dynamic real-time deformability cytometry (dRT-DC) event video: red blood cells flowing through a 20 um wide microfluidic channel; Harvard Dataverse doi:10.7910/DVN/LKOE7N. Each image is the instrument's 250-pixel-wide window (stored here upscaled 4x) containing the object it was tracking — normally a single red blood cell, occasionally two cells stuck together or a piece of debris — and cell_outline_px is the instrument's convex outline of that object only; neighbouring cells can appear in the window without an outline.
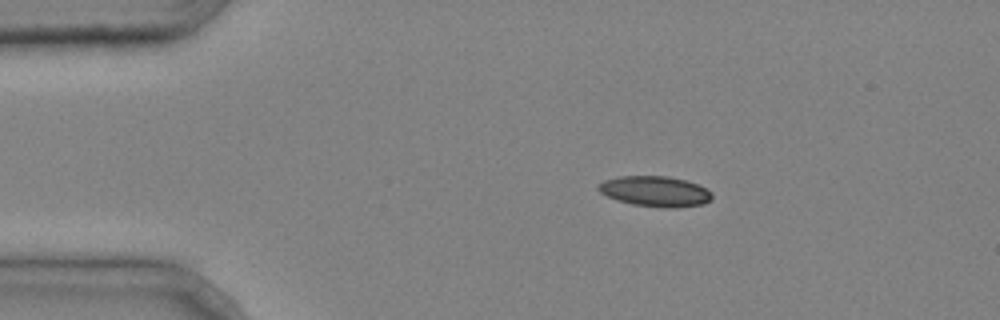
{"species": "common noctule bat (a hibernating species)", "species_latin": "Nyctalus noctula", "temperature_condition": "cold", "stored_images_in_passage": 3, "camera_frame_rate_fps": 3000, "um_per_image_px": 0.085, "animal": {"sex": "male", "body_mass_g": 20.4}, "frame": {"image": 1, "passage_image": 1, "time_ms": 0.0, "image_size_px": [1000, 320], "cell_outline_px": [[712, 200], [704, 204], [676, 208], [664, 208], [632, 204], [616, 200], [600, 192], [596, 188], [596, 184], [604, 180], [616, 176], [668, 176], [700, 184], [708, 188], [712, 192]], "centroid_in_image_um": [55.71, 16.26], "position_along_channel_um": 29.3, "area_um2": 20.58}}
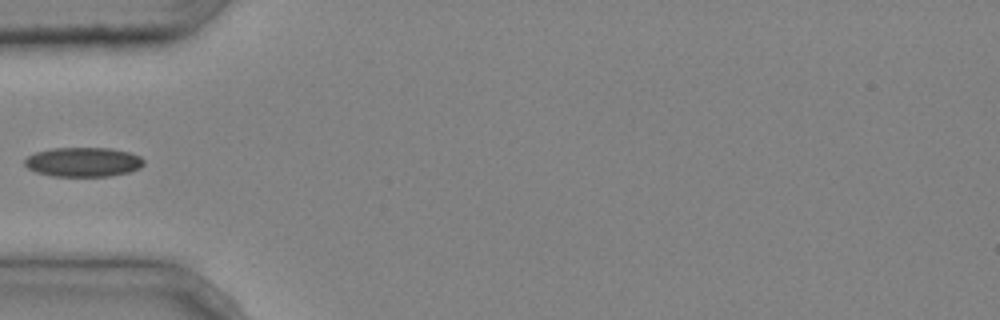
{"frame": {"image": 2, "passage_image": 3, "time_ms": 0.667, "image_size_px": [1000, 320], "cell_outline_px": [[144, 164], [140, 168], [128, 172], [108, 176], [52, 176], [36, 172], [28, 168], [24, 164], [24, 160], [28, 156], [36, 152], [52, 148], [112, 148], [128, 152], [140, 156], [144, 160]], "centroid_in_image_um": [7.07, 13.77], "position_along_channel_um": 77.9, "area_um2": 20.4}}